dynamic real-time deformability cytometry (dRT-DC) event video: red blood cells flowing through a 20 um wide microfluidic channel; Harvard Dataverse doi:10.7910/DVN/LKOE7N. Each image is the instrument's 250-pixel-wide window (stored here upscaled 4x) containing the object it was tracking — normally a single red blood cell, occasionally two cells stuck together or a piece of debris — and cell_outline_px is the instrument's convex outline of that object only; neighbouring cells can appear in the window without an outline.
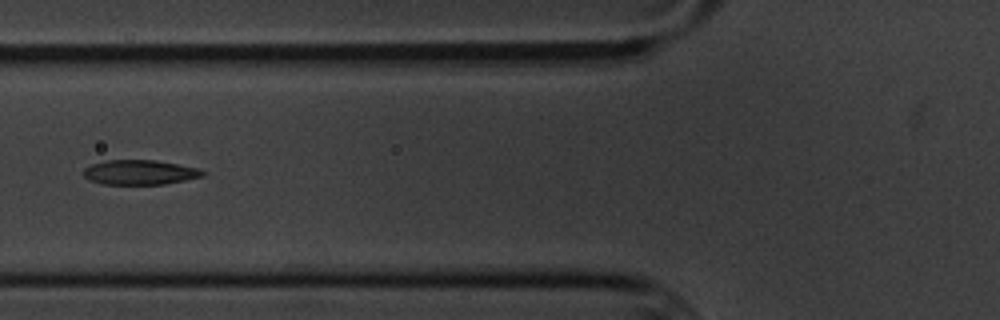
{"species": "common noctule bat (a hibernating species)", "species_latin": "Nyctalus noctula", "temperature_condition": "cold", "stored_images_in_passage": 10, "camera_frame_rate_fps": 3000, "um_per_image_px": 0.085, "animal": {"sex": "male", "body_mass_g": 20.1, "forearm_length_mm": 53.5}, "frame": {"image": 1, "passage_image": 6, "time_ms": 6.0, "image_size_px": [1000, 320], "cell_outline_px": [[204, 176], [164, 184], [104, 184], [88, 180], [84, 176], [84, 168], [92, 164], [108, 160], [156, 160], [200, 168], [204, 172]], "centroid_in_image_um": [11.89, 14.64], "position_along_channel_um": 113.9, "area_um2": 17.11}}
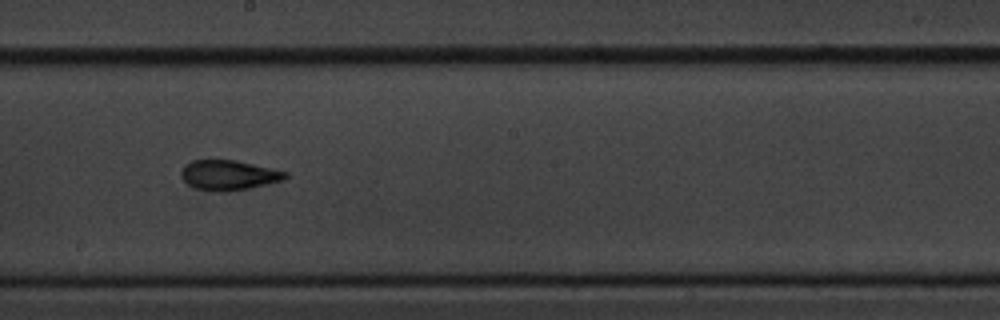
{"frame": {"image": 2, "passage_image": 9, "time_ms": 9.333, "image_size_px": [1000, 320], "cell_outline_px": [[288, 176], [280, 180], [248, 188], [228, 192], [220, 192], [196, 188], [188, 184], [180, 176], [180, 172], [184, 164], [192, 160], [236, 160], [288, 172]], "centroid_in_image_um": [19.38, 14.88], "position_along_channel_um": 228.8, "area_um2": 18.03}}
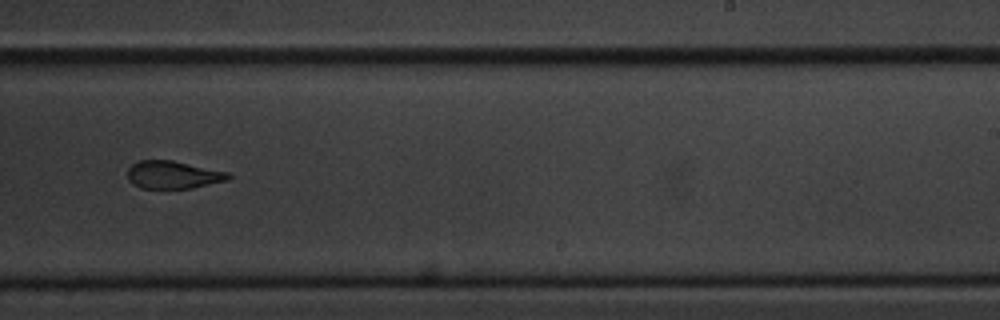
{"frame": {"image": 3, "passage_image": 10, "time_ms": 10.667, "image_size_px": [1000, 320], "cell_outline_px": [[232, 176], [228, 180], [192, 188], [140, 188], [132, 184], [128, 180], [128, 168], [132, 164], [140, 160], [172, 160], [228, 172]], "centroid_in_image_um": [14.7, 14.86], "position_along_channel_um": 274.3, "area_um2": 16.3}}